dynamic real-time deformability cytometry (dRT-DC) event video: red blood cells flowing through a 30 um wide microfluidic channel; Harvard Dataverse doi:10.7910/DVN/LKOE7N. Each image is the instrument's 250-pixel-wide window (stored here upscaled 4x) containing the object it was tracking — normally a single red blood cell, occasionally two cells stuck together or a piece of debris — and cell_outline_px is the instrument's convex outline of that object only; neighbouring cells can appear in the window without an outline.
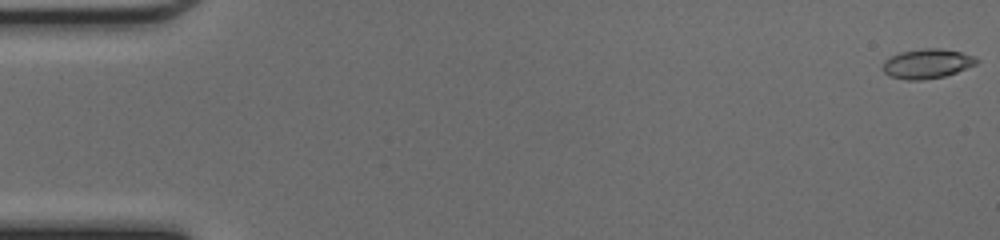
{"species": "common noctule bat (a hibernating species)", "species_latin": "Nyctalus noctula", "temperature_condition": "cold", "stored_images_in_passage": 49, "camera_frame_rate_fps": 3000, "um_per_image_px": 0.085, "animal": {"sex": "female", "body_mass_g": 17.0, "forearm_length_mm": 48.0}, "frame": {"image": 1, "passage_image": 1, "time_ms": 0.0, "image_size_px": [1000, 240], "cell_outline_px": [[980, 60], [976, 64], [956, 72], [944, 76], [924, 80], [908, 80], [888, 76], [884, 72], [884, 60], [900, 52], [924, 48], [940, 48], [960, 52], [976, 56]], "centroid_in_image_um": [78.82, 5.41], "position_along_channel_um": 6.2, "area_um2": 16.13}}
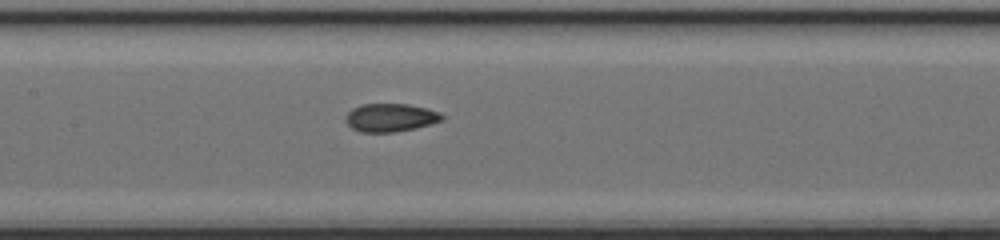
{"frame": {"image": 2, "passage_image": 24, "time_ms": 7.667, "image_size_px": [1000, 240], "cell_outline_px": [[444, 120], [416, 128], [396, 132], [360, 132], [352, 128], [344, 120], [344, 116], [352, 108], [360, 104], [408, 104], [428, 108], [440, 112], [444, 116]], "centroid_in_image_um": [33.19, 9.99], "position_along_channel_um": 174.2, "area_um2": 16.07}}
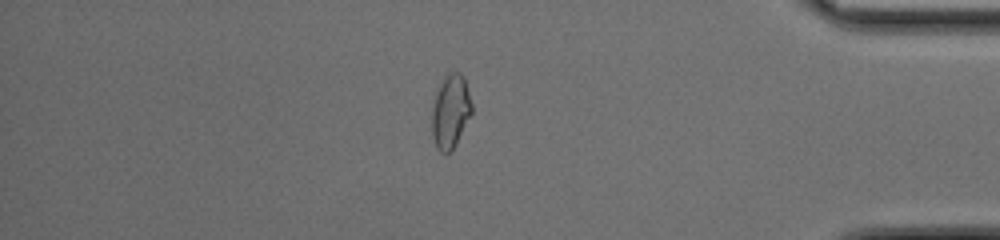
{"frame": {"image": 3, "passage_image": 42, "time_ms": 13.667, "image_size_px": [1000, 240], "cell_outline_px": [[472, 112], [452, 148], [448, 152], [440, 152], [436, 148], [432, 136], [432, 104], [436, 92], [444, 76], [448, 72], [460, 72], [464, 76], [472, 104]], "centroid_in_image_um": [38.27, 9.42], "position_along_channel_um": 396.9, "area_um2": 16.94}, "authors_computed_cell_mechanics": {"area_um2": 15.9528, "velocity_mm_per_s": 4.277, "shape_relaxation_time_tau1_ms": null, "shape_relaxation_time_tau2_ms": 1.4529, "deformation_change_tau1": null, "deformation_change_tau2": 0.0683}}